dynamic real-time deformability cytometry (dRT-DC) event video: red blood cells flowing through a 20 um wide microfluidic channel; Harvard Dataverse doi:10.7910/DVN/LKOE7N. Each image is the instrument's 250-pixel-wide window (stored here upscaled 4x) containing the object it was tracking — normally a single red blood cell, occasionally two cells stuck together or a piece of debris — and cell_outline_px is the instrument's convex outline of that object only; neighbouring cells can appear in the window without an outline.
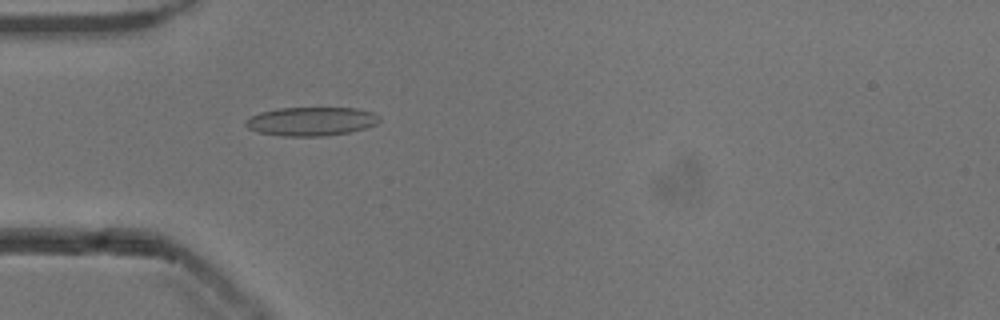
{"species": "common noctule bat (a hibernating species)", "species_latin": "Nyctalus noctula", "temperature_condition": "cold", "stored_images_in_passage": 53, "camera_frame_rate_fps": 3000, "um_per_image_px": 0.085, "animal": {"sex": "male", "body_mass_g": 13.3}, "frame": {"image": 1, "passage_image": 16, "time_ms": 5.0, "image_size_px": [1000, 320], "cell_outline_px": [[380, 120], [376, 124], [364, 128], [348, 132], [324, 136], [284, 136], [256, 132], [248, 128], [244, 124], [244, 120], [260, 112], [276, 108], [356, 108], [372, 112], [380, 116]], "centroid_in_image_um": [26.42, 10.31], "position_along_channel_um": 58.6, "area_um2": 22.43}}
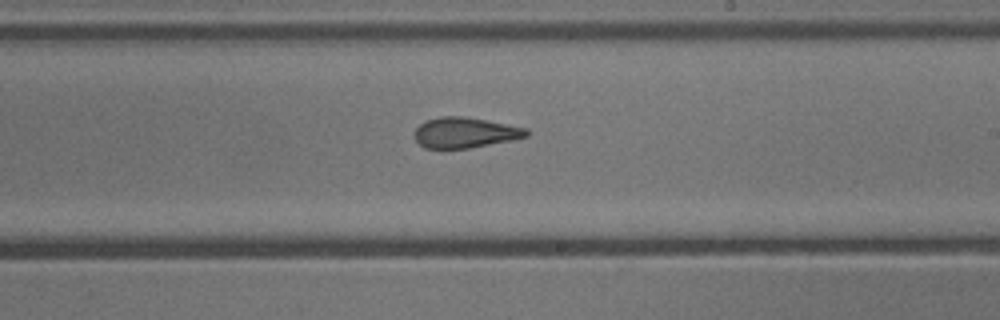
{"frame": {"image": 2, "passage_image": 31, "time_ms": 10.0, "image_size_px": [1000, 320], "cell_outline_px": [[528, 136], [512, 140], [468, 148], [424, 148], [416, 140], [416, 128], [424, 120], [440, 116], [464, 116], [528, 128]], "centroid_in_image_um": [39.53, 11.26], "position_along_channel_um": 249.5, "area_um2": 19.77}}
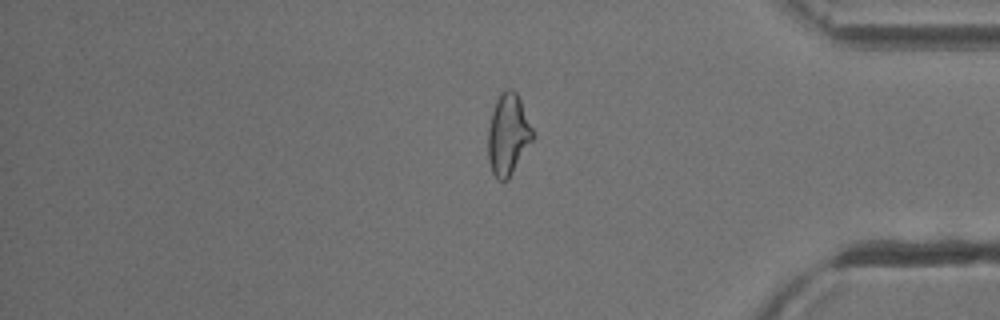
{"frame": {"image": 3, "passage_image": 44, "time_ms": 14.333, "image_size_px": [1000, 320], "cell_outline_px": [[532, 140], [508, 180], [500, 180], [492, 172], [488, 160], [488, 128], [492, 112], [496, 100], [500, 92], [504, 88], [512, 88], [516, 92], [520, 100], [532, 128]], "centroid_in_image_um": [43.16, 11.4], "position_along_channel_um": 392.0, "area_um2": 20.87}, "authors_computed_cell_mechanics": {"area_um2": 21.2126, "velocity_mm_per_s": 3.8743, "shape_relaxation_time_tau1_ms": 5.4629, "shape_relaxation_time_tau2_ms": 1.7374, "deformation_change_tau1": 0.1836, "deformation_change_tau2": 0.107}}